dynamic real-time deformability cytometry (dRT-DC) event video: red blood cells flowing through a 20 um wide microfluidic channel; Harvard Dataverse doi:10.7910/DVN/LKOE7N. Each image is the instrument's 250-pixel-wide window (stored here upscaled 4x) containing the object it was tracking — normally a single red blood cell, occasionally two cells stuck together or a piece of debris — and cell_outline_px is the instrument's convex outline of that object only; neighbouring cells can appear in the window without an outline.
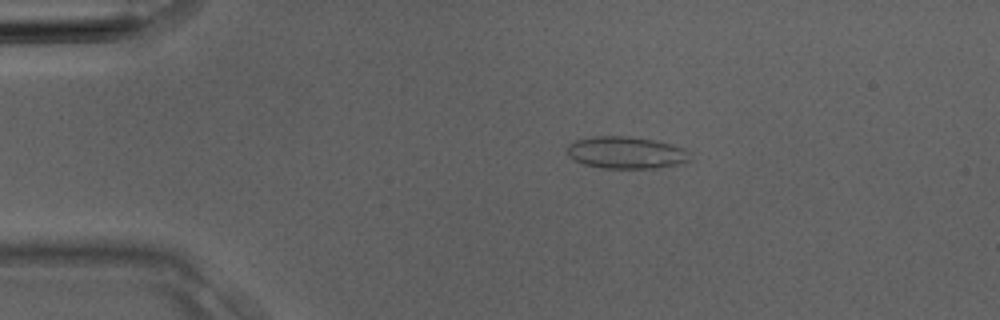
{"species": "Egyptian fruit bat (a non-hibernating species)", "species_latin": "Rousettus aegyptiacus", "temperature_condition": "room temperature", "stored_images_in_passage": 3, "camera_frame_rate_fps": 3000, "um_per_image_px": 0.085, "animal": {"sex": "male"}, "frame": {"image": 1, "passage_image": 2, "time_ms": 0.333, "image_size_px": [1000, 320], "cell_outline_px": [[692, 160], [680, 164], [656, 168], [600, 168], [584, 164], [572, 160], [568, 156], [568, 144], [576, 140], [592, 136], [628, 136], [652, 140], [672, 144], [684, 148], [688, 152]], "centroid_in_image_um": [53.21, 12.98], "position_along_channel_um": 31.8, "area_um2": 23.12}}